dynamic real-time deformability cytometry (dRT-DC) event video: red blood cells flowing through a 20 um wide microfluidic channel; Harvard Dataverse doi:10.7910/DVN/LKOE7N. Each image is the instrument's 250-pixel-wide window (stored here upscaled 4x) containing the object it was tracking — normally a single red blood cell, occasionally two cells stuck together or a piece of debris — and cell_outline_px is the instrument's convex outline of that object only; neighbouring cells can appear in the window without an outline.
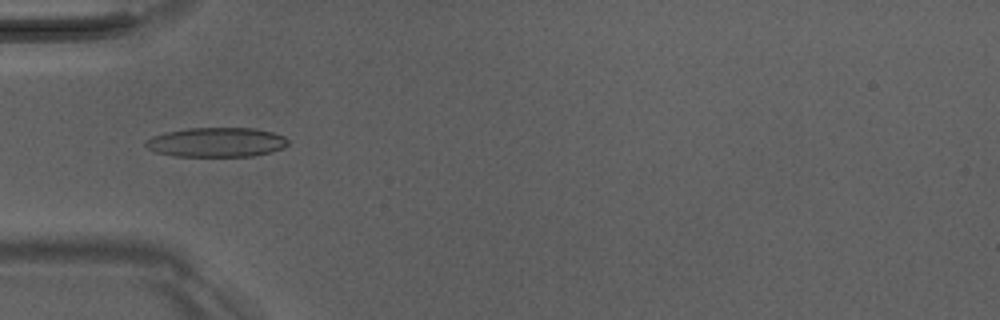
{"species": "Egyptian fruit bat (a non-hibernating species)", "species_latin": "Rousettus aegyptiacus", "temperature_condition": "room temperature", "stored_images_in_passage": 43, "camera_frame_rate_fps": 3000, "um_per_image_px": 0.085, "animal": {"sex": "male"}, "frame": {"image": 1, "passage_image": 9, "time_ms": 2.667, "image_size_px": [1000, 320], "cell_outline_px": [[288, 144], [284, 148], [272, 152], [252, 156], [176, 156], [156, 152], [148, 148], [144, 144], [144, 140], [152, 136], [164, 132], [188, 128], [256, 128], [272, 132], [284, 136], [288, 140]], "centroid_in_image_um": [18.4, 12.09], "position_along_channel_um": 66.6, "area_um2": 24.62}}
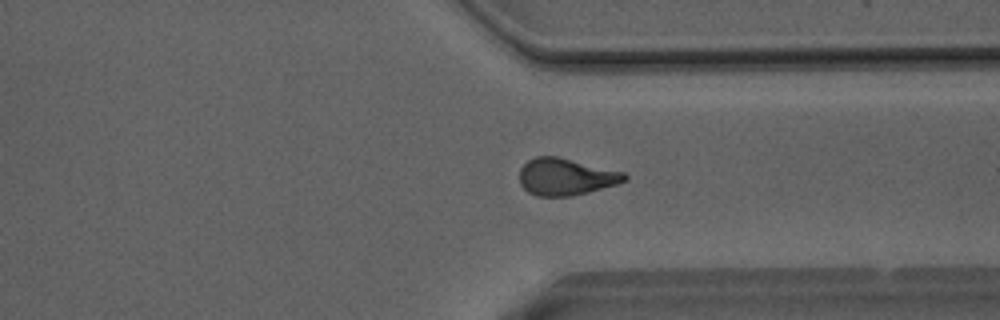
{"frame": {"image": 2, "passage_image": 31, "time_ms": 10.0, "image_size_px": [1000, 320], "cell_outline_px": [[628, 180], [616, 184], [588, 192], [572, 196], [536, 196], [528, 192], [520, 184], [520, 168], [528, 160], [536, 156], [556, 156], [624, 172], [628, 176]], "centroid_in_image_um": [48.08, 15.03], "position_along_channel_um": 363.3, "area_um2": 22.54}}
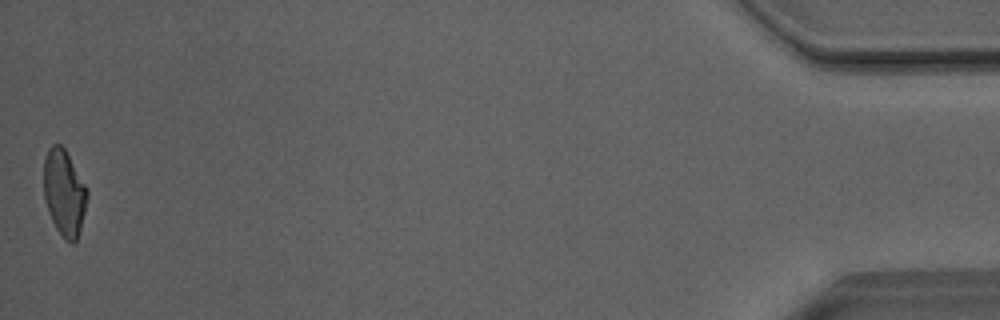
{"frame": {"image": 3, "passage_image": 43, "time_ms": 14.0, "image_size_px": [1000, 320], "cell_outline_px": [[88, 196], [80, 228], [76, 240], [72, 244], [64, 240], [56, 228], [48, 212], [44, 200], [44, 160], [48, 148], [52, 144], [60, 144], [64, 148], [88, 188]], "centroid_in_image_um": [5.45, 16.38], "position_along_channel_um": 429.7, "area_um2": 21.85}, "authors_computed_cell_mechanics": {"area_um2": 22.6576, "velocity_mm_per_s": 4.0596, "shape_relaxation_time_tau1_ms": 10.59, "shape_relaxation_time_tau2_ms": 2.4837, "deformation_change_tau1": 0.2679, "deformation_change_tau2": 0.1061}}